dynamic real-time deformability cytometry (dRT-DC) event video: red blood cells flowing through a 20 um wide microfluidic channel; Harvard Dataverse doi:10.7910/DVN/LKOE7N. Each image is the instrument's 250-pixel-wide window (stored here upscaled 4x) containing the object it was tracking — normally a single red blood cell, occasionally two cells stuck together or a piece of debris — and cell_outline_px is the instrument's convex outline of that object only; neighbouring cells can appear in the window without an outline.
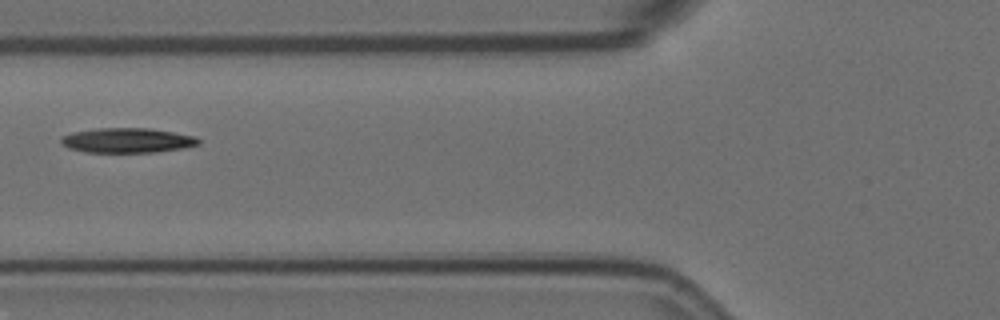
{"species": "Egyptian fruit bat (a non-hibernating species)", "species_latin": "Rousettus aegyptiacus", "temperature_condition": "room temperature", "stored_images_in_passage": 6, "camera_frame_rate_fps": 3000, "um_per_image_px": 0.085, "animal": {"sex": "female"}, "frame": {"image": 1, "passage_image": 6, "time_ms": 1.667, "image_size_px": [1000, 320], "cell_outline_px": [[200, 144], [184, 148], [156, 152], [84, 152], [68, 148], [60, 144], [60, 136], [72, 132], [96, 128], [148, 128], [196, 136], [200, 140]], "centroid_in_image_um": [10.78, 11.93], "position_along_channel_um": 115.0, "area_um2": 20.06}}